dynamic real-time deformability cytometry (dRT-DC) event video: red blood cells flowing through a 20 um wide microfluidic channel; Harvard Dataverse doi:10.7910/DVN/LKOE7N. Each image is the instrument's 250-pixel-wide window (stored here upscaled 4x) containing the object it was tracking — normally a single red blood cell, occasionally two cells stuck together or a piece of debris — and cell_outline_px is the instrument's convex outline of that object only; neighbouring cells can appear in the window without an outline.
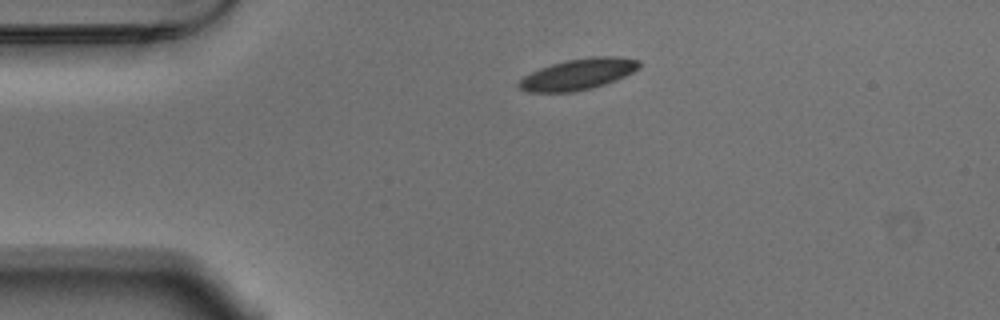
{"species": "Egyptian fruit bat (a non-hibernating species)", "species_latin": "Rousettus aegyptiacus", "temperature_condition": "warm", "stored_images_in_passage": 44, "camera_frame_rate_fps": 3000, "um_per_image_px": 0.085, "animal": {"sex": "male"}, "frame": {"image": 1, "passage_image": 1, "time_ms": 0.0, "image_size_px": [1000, 320], "cell_outline_px": [[640, 68], [624, 76], [604, 84], [592, 88], [572, 92], [528, 92], [520, 88], [516, 84], [524, 76], [540, 68], [552, 64], [568, 60], [592, 56], [616, 56], [640, 60]], "centroid_in_image_um": [49.14, 6.3], "position_along_channel_um": 35.9, "area_um2": 21.62}}
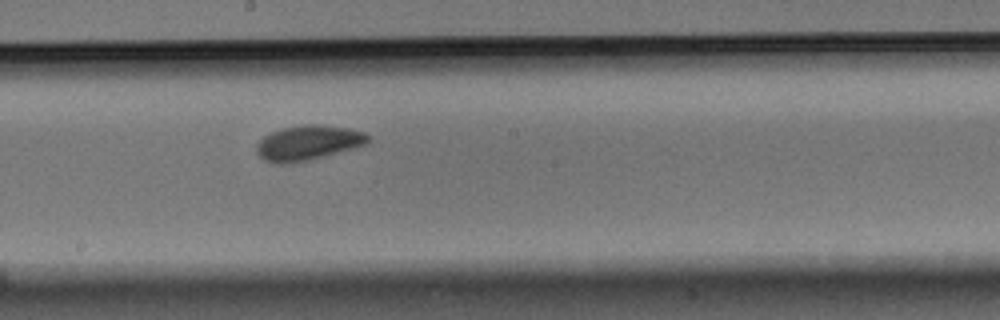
{"frame": {"image": 2, "passage_image": 19, "time_ms": 6.0, "image_size_px": [1000, 320], "cell_outline_px": [[368, 144], [308, 160], [284, 164], [280, 164], [264, 160], [256, 152], [256, 144], [264, 136], [272, 132], [284, 128], [304, 124], [320, 124], [352, 128], [364, 132], [368, 136]], "centroid_in_image_um": [26.19, 12.12], "position_along_channel_um": 222.0, "area_um2": 22.54}}
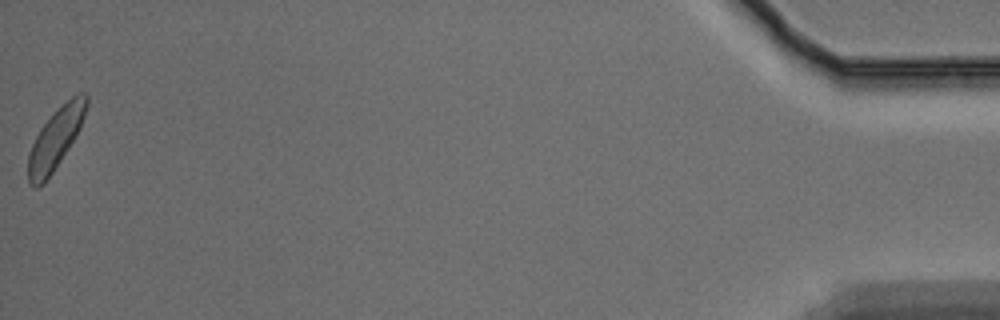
{"frame": {"image": 3, "passage_image": 44, "time_ms": 14.333, "image_size_px": [1000, 320], "cell_outline_px": [[88, 104], [80, 128], [76, 136], [44, 184], [36, 188], [32, 188], [28, 184], [28, 152], [40, 128], [76, 92], [84, 92], [88, 96]], "centroid_in_image_um": [4.71, 11.83], "position_along_channel_um": 430.5, "area_um2": 20.29}, "authors_computed_cell_mechanics": {"area_um2": 21.4727, "velocity_mm_per_s": 3.6791, "shape_relaxation_time_tau1_ms": 2.0783, "shape_relaxation_time_tau2_ms": 4.6817, "deformation_change_tau1": 0.0783, "deformation_change_tau2": 0.1032}}